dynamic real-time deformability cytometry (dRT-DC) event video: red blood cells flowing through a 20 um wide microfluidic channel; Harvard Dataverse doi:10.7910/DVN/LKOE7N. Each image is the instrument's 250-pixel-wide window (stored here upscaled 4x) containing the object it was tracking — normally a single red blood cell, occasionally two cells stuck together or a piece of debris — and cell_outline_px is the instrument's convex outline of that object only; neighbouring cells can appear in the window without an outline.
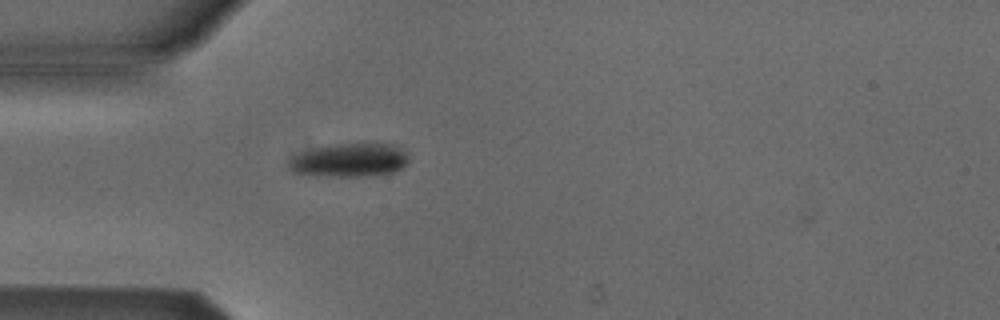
{"species": "Egyptian fruit bat (a non-hibernating species)", "species_latin": "Rousettus aegyptiacus", "temperature_condition": "cold", "stored_images_in_passage": 2, "camera_frame_rate_fps": 3000, "um_per_image_px": 0.085, "animal": {"sex": "male"}, "frame": {"image": 1, "passage_image": 2, "time_ms": 1.333, "image_size_px": [1000, 320], "cell_outline_px": [[408, 160], [400, 168], [392, 172], [356, 176], [316, 176], [292, 172], [288, 168], [288, 160], [312, 148], [336, 144], [392, 144], [400, 148], [404, 152]], "centroid_in_image_um": [29.64, 13.62], "position_along_channel_um": 55.4, "area_um2": 22.95}}